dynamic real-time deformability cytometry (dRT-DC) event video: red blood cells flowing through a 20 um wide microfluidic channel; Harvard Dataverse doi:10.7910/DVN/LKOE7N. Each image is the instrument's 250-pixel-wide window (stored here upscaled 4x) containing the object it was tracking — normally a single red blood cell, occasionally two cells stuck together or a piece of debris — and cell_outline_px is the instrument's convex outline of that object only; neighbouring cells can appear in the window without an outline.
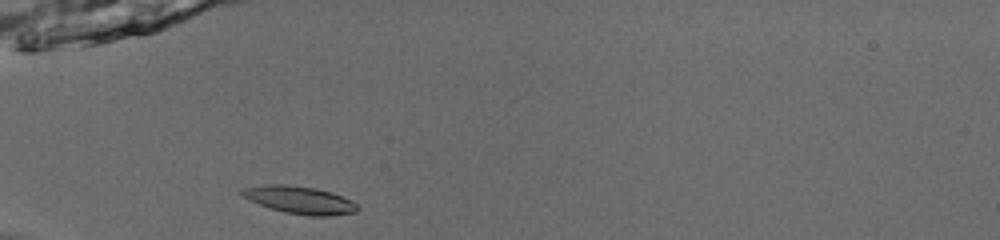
{"species": "common noctule bat (a hibernating species)", "species_latin": "Nyctalus noctula", "temperature_condition": "room temperature", "stored_images_in_passage": 35, "camera_frame_rate_fps": 3000, "um_per_image_px": 0.085, "animal": {"sex": "male", "body_mass_g": 13.0, "forearm_length_mm": 53.1}, "frame": {"image": 1, "passage_image": 1, "time_ms": 0.0, "image_size_px": [1000, 240], "cell_outline_px": [[360, 208], [356, 212], [328, 216], [308, 216], [284, 212], [248, 200], [240, 192], [240, 188], [272, 184], [284, 184], [316, 188], [332, 192], [352, 200]], "centroid_in_image_um": [25.5, 17.0], "position_along_channel_um": 59.5, "area_um2": 18.55}}
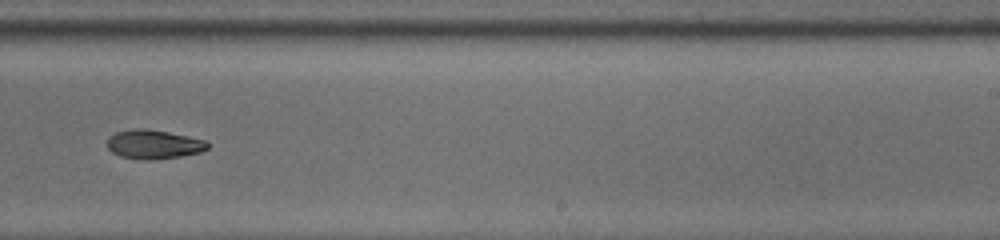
{"frame": {"image": 2, "passage_image": 18, "time_ms": 5.667, "image_size_px": [1000, 240], "cell_outline_px": [[208, 148], [200, 152], [180, 156], [156, 160], [152, 160], [120, 156], [112, 152], [108, 148], [108, 136], [116, 132], [132, 128], [144, 128], [168, 132], [188, 136], [204, 140], [208, 144]], "centroid_in_image_um": [13.04, 12.26], "position_along_channel_um": 276.0, "area_um2": 16.88}}
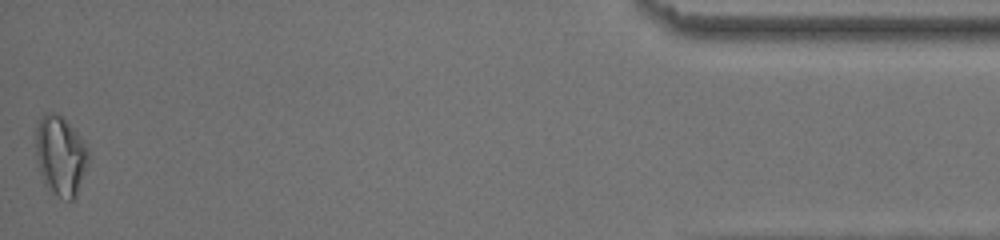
{"frame": {"image": 3, "passage_image": 35, "time_ms": 11.333, "image_size_px": [1000, 240], "cell_outline_px": [[88, 164], [76, 196], [72, 200], [68, 200], [52, 192], [44, 184], [36, 160], [36, 120], [44, 112], [56, 112], [76, 132], [88, 148]], "centroid_in_image_um": [5.11, 13.21], "position_along_channel_um": 430.1, "area_um2": 24.39}, "authors_computed_cell_mechanics": {"area_um2": 17.4556, "velocity_mm_per_s": 3.9763, "shape_relaxation_time_tau1_ms": null, "shape_relaxation_time_tau2_ms": 5.9089, "deformation_change_tau1": null, "deformation_change_tau2": 0.1297}}